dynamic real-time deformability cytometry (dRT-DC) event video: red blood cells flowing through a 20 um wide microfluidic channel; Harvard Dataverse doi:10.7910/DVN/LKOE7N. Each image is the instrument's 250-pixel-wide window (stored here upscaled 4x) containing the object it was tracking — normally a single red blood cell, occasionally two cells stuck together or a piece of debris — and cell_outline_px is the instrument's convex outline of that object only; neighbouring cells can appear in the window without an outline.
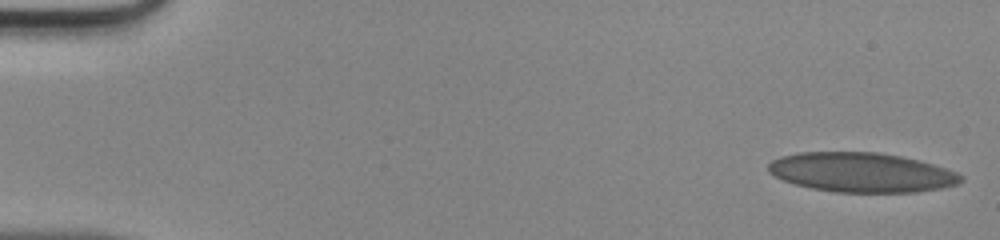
{"species": "human", "species_latin": "Homo sapiens", "temperature_condition": "room temperature", "stored_images_in_passage": 47, "camera_frame_rate_fps": 3000, "um_per_image_px": 0.085, "donor": {"sex": "male"}, "frame": {"image": 1, "passage_image": 1, "time_ms": 0.0, "image_size_px": [1000, 240], "cell_outline_px": [[964, 180], [956, 184], [940, 188], [916, 192], [836, 192], [812, 188], [796, 184], [784, 180], [768, 172], [768, 164], [772, 160], [780, 156], [800, 152], [876, 152], [900, 156], [932, 164], [956, 172], [964, 176]], "centroid_in_image_um": [73.22, 14.65], "position_along_channel_um": 11.8, "area_um2": 44.1}}
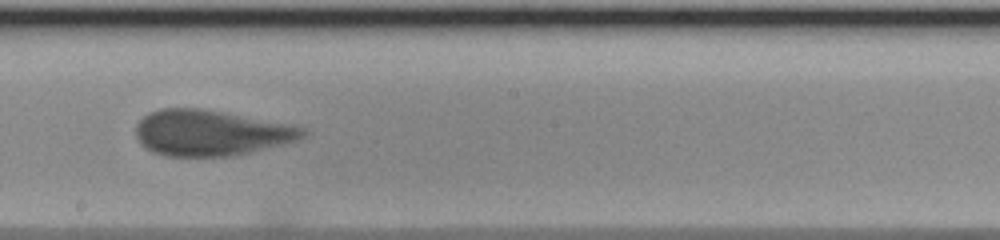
{"frame": {"image": 2, "passage_image": 27, "time_ms": 8.667, "image_size_px": [1000, 240], "cell_outline_px": [[312, 132], [300, 140], [284, 144], [248, 152], [228, 156], [164, 156], [152, 152], [140, 144], [136, 136], [136, 124], [148, 112], [160, 108], [200, 108], [296, 124]], "centroid_in_image_um": [17.97, 11.28], "position_along_channel_um": 230.2, "area_um2": 45.08}}
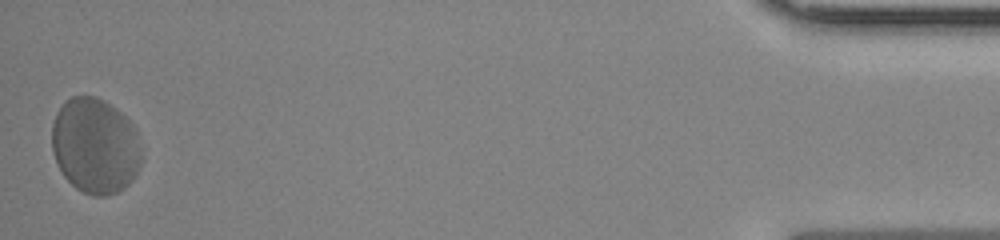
{"frame": {"image": 3, "passage_image": 47, "time_ms": 15.333, "image_size_px": [1000, 240], "cell_outline_px": [[140, 164], [136, 172], [128, 184], [124, 188], [116, 192], [104, 196], [92, 196], [76, 188], [64, 176], [52, 152], [52, 124], [56, 112], [64, 100], [72, 96], [96, 96], [104, 100], [116, 108], [136, 128], [140, 148]], "centroid_in_image_um": [8.06, 12.37], "position_along_channel_um": 427.1, "area_um2": 49.94}}